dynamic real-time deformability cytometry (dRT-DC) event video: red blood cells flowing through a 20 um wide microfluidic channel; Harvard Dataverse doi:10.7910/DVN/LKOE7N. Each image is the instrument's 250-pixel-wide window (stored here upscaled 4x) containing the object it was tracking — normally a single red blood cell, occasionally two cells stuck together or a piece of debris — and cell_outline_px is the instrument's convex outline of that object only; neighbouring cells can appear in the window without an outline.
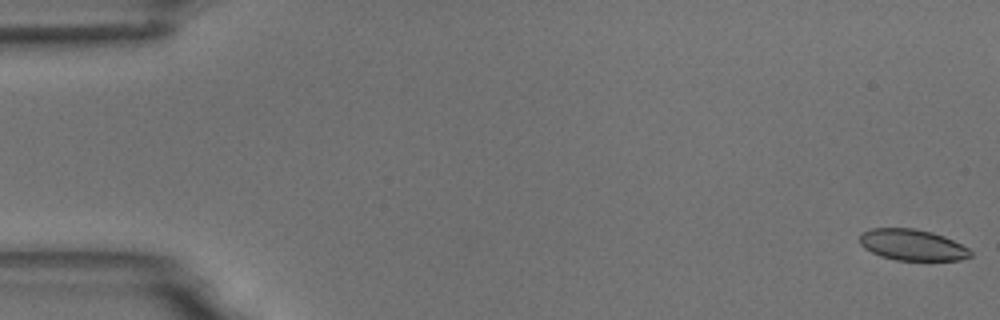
{"species": "common noctule bat (a hibernating species)", "species_latin": "Nyctalus noctula", "temperature_condition": "room temperature", "stored_images_in_passage": 54, "camera_frame_rate_fps": 3000, "um_per_image_px": 0.085, "animal": {"sex": "male", "body_mass_g": 18.8}, "frame": {"image": 1, "passage_image": 1, "time_ms": 0.0, "image_size_px": [1000, 320], "cell_outline_px": [[972, 256], [960, 260], [896, 260], [880, 256], [864, 248], [860, 244], [860, 232], [872, 228], [912, 228], [932, 232], [944, 236], [968, 248], [972, 252]], "centroid_in_image_um": [77.53, 20.81], "position_along_channel_um": 7.5, "area_um2": 20.11}}
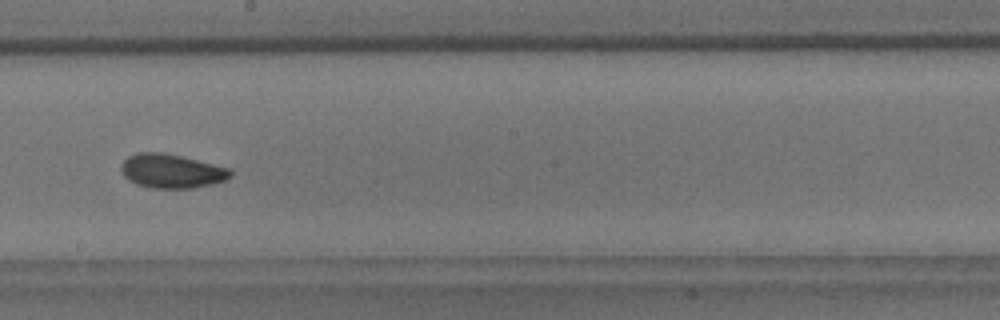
{"frame": {"image": 2, "passage_image": 31, "time_ms": 10.0, "image_size_px": [1000, 320], "cell_outline_px": [[232, 176], [224, 180], [212, 184], [192, 188], [152, 188], [136, 184], [128, 180], [124, 176], [120, 168], [120, 164], [128, 156], [136, 152], [164, 152], [232, 168]], "centroid_in_image_um": [14.57, 14.53], "position_along_channel_um": 233.6, "area_um2": 21.91}}
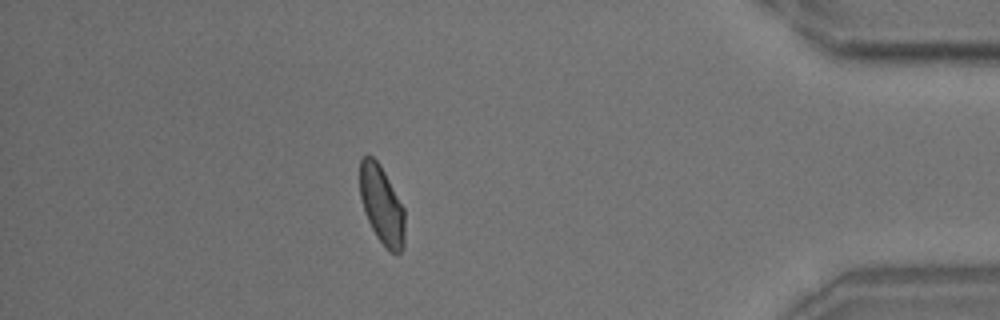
{"frame": {"image": 3, "passage_image": 48, "time_ms": 15.667, "image_size_px": [1000, 320], "cell_outline_px": [[404, 248], [400, 252], [392, 252], [376, 236], [364, 212], [360, 196], [360, 160], [368, 152], [380, 164], [404, 208]], "centroid_in_image_um": [32.44, 17.38], "position_along_channel_um": 402.8, "area_um2": 20.35}, "authors_computed_cell_mechanics": {"area_um2": 21.0392, "velocity_mm_per_s": 3.7325, "shape_relaxation_time_tau1_ms": 7.1026, "shape_relaxation_time_tau2_ms": 2.9243, "deformation_change_tau1": 0.1372, "deformation_change_tau2": 0.0568}}